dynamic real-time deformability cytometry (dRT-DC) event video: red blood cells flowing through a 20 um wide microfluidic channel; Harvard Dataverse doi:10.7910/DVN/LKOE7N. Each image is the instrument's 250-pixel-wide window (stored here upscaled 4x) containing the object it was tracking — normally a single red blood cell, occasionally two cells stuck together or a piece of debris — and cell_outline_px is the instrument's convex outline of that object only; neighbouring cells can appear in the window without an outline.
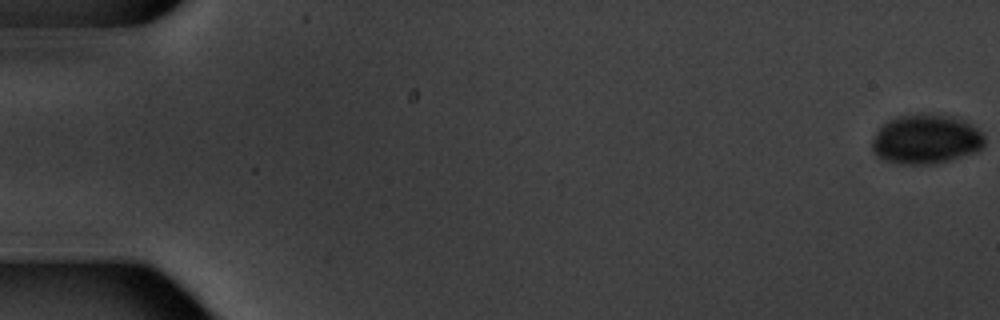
{"species": "common noctule bat (a hibernating species)", "species_latin": "Nyctalus noctula", "temperature_condition": "warm", "stored_images_in_passage": 12, "camera_frame_rate_fps": 3000, "um_per_image_px": 0.085, "animal": {"sex": "male", "body_mass_g": 20.1, "forearm_length_mm": 53.5}, "frame": {"image": 1, "passage_image": 1, "time_ms": 0.0, "image_size_px": [1000, 320], "cell_outline_px": [[984, 144], [976, 152], [952, 160], [936, 164], [900, 164], [884, 160], [876, 156], [872, 152], [872, 140], [876, 132], [888, 120], [896, 116], [944, 116], [960, 120], [976, 128], [984, 136]], "centroid_in_image_um": [78.67, 11.9], "position_along_channel_um": 6.3, "area_um2": 31.79}}